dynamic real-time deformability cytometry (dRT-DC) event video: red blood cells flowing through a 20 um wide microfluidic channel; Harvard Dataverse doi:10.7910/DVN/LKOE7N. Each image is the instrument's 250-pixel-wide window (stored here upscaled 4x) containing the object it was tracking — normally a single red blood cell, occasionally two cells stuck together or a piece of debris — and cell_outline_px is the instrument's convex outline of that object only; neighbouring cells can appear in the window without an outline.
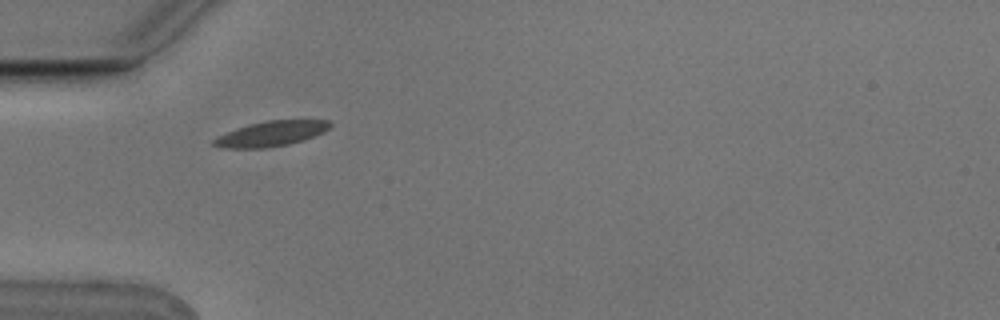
{"species": "Egyptian fruit bat (a non-hibernating species)", "species_latin": "Rousettus aegyptiacus", "temperature_condition": "cold", "stored_images_in_passage": 2, "camera_frame_rate_fps": 3000, "um_per_image_px": 0.085, "animal": {"sex": "male"}, "frame": {"image": 1, "passage_image": 2, "time_ms": 0.333, "image_size_px": [1000, 320], "cell_outline_px": [[332, 124], [324, 132], [304, 140], [288, 144], [264, 148], [220, 148], [212, 144], [212, 140], [216, 136], [236, 128], [268, 120], [328, 120]], "centroid_in_image_um": [23.01, 11.37], "position_along_channel_um": 62.0, "area_um2": 16.99}}